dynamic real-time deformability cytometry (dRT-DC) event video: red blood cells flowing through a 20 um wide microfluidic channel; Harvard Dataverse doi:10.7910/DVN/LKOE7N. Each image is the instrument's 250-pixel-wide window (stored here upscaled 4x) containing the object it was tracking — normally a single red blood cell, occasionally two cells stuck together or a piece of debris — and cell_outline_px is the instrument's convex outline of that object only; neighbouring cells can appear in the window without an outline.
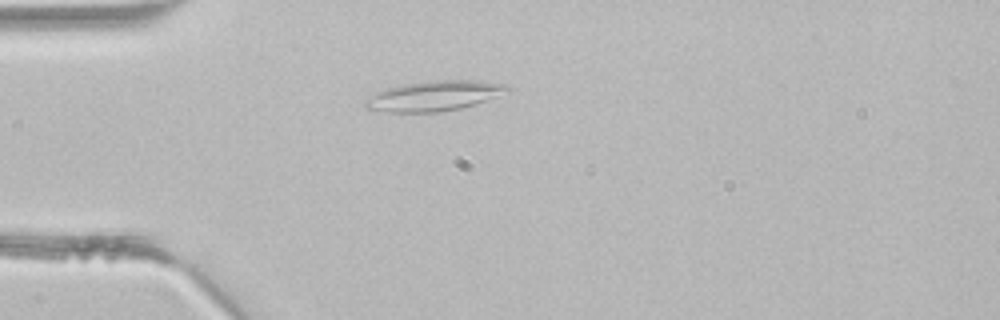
{"species": "common noctule bat (a hibernating species)", "species_latin": "Nyctalus noctula", "temperature_condition": "room temperature", "stored_images_in_passage": 1, "camera_frame_rate_fps": 3000, "um_per_image_px": 0.085, "animal": {"sex": "male", "body_mass_g": 21.5, "forearm_length_mm": 52.0}, "frame": {"image": 1, "passage_image": 1, "time_ms": 0.0, "image_size_px": [1000, 320], "cell_outline_px": [[512, 88], [484, 100], [460, 108], [440, 112], [388, 112], [364, 108], [364, 100], [376, 92], [388, 88], [404, 84], [428, 80], [480, 80], [504, 84]], "centroid_in_image_um": [36.82, 8.14], "position_along_channel_um": 48.2, "area_um2": 24.57}}